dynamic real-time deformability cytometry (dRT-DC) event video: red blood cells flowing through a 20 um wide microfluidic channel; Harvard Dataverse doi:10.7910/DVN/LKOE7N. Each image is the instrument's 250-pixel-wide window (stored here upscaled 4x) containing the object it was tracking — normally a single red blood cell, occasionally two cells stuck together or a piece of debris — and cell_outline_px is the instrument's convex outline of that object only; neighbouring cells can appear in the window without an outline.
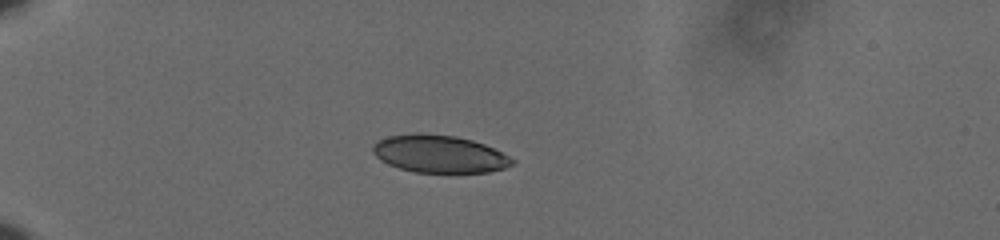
{"species": "human", "species_latin": "Homo sapiens", "temperature_condition": "cold", "stored_images_in_passage": 42, "camera_frame_rate_fps": 3000, "um_per_image_px": 0.085, "donor": {"sex": "male"}, "frame": {"image": 1, "passage_image": 1, "time_ms": 0.0, "image_size_px": [1000, 240], "cell_outline_px": [[516, 160], [512, 164], [504, 168], [488, 172], [452, 176], [416, 172], [400, 168], [388, 164], [376, 156], [372, 152], [372, 144], [388, 136], [412, 132], [420, 132], [456, 136], [472, 140], [484, 144]], "centroid_in_image_um": [37.35, 13.12], "position_along_channel_um": 47.7, "area_um2": 31.5}}
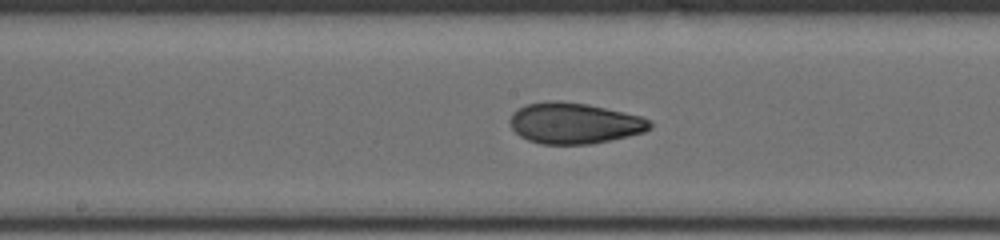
{"frame": {"image": 2, "passage_image": 17, "time_ms": 5.333, "image_size_px": [1000, 240], "cell_outline_px": [[652, 128], [644, 132], [628, 136], [592, 144], [540, 144], [528, 140], [520, 136], [512, 128], [508, 120], [512, 112], [528, 104], [552, 100], [560, 100], [588, 104], [640, 116], [652, 120]], "centroid_in_image_um": [48.82, 10.47], "position_along_channel_um": 199.4, "area_um2": 33.52}}
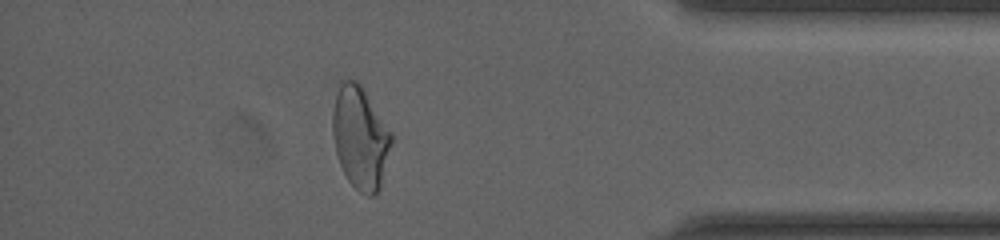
{"frame": {"image": 3, "passage_image": 36, "time_ms": 11.667, "image_size_px": [1000, 240], "cell_outline_px": [[392, 140], [380, 188], [372, 196], [368, 196], [360, 192], [348, 180], [340, 164], [336, 152], [332, 132], [332, 112], [340, 80], [356, 80], [364, 88], [392, 132]], "centroid_in_image_um": [30.62, 11.67], "position_along_channel_um": 404.6, "area_um2": 35.03}, "authors_computed_cell_mechanics": {"area_um2": 33.4373, "velocity_mm_per_s": 3.6316, "shape_relaxation_time_tau1_ms": 8.4301, "shape_relaxation_time_tau2_ms": 1.5738, "deformation_change_tau1": 0.2016, "deformation_change_tau2": 0.0695}}